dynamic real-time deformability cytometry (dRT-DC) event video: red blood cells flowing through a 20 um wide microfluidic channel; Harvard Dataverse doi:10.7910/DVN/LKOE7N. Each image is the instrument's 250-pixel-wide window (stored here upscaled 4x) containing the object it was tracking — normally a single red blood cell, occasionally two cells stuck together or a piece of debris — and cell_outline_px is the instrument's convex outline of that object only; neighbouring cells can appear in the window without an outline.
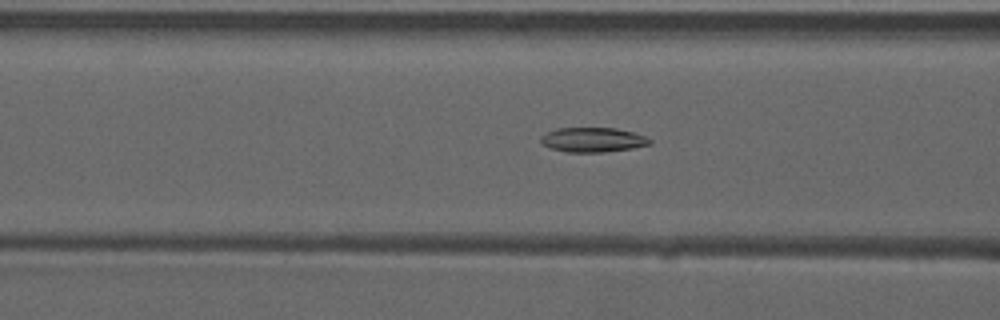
{"species": "common noctule bat (a hibernating species)", "species_latin": "Nyctalus noctula", "temperature_condition": "warm", "stored_images_in_passage": 53, "camera_frame_rate_fps": 3000, "um_per_image_px": 0.085, "animal": {"sex": "male", "forearm_length_mm": 52.5}, "frame": {"image": 1, "passage_image": 22, "time_ms": 7.0, "image_size_px": [1000, 320], "cell_outline_px": [[652, 144], [632, 148], [604, 152], [568, 152], [552, 148], [540, 144], [540, 136], [556, 128], [616, 128], [632, 132], [644, 136], [652, 140]], "centroid_in_image_um": [50.37, 11.88], "position_along_channel_um": 116.2, "area_um2": 15.61}}
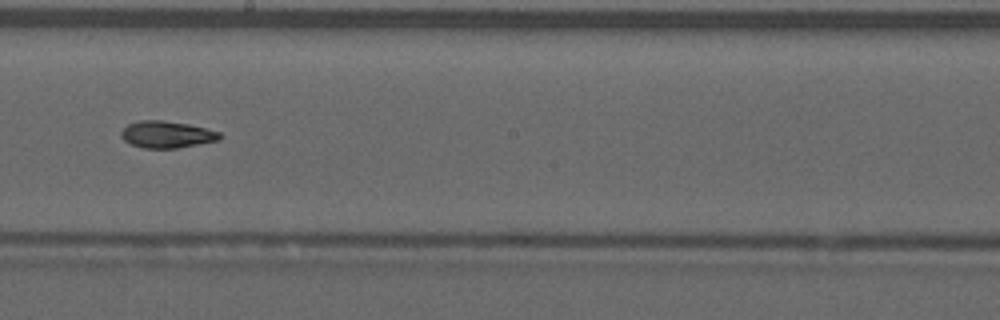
{"frame": {"image": 2, "passage_image": 31, "time_ms": 10.0, "image_size_px": [1000, 320], "cell_outline_px": [[220, 140], [176, 148], [144, 148], [132, 144], [124, 140], [120, 136], [120, 132], [128, 124], [140, 120], [160, 120], [188, 124], [220, 132]], "centroid_in_image_um": [14.15, 11.43], "position_along_channel_um": 234.0, "area_um2": 15.26}}
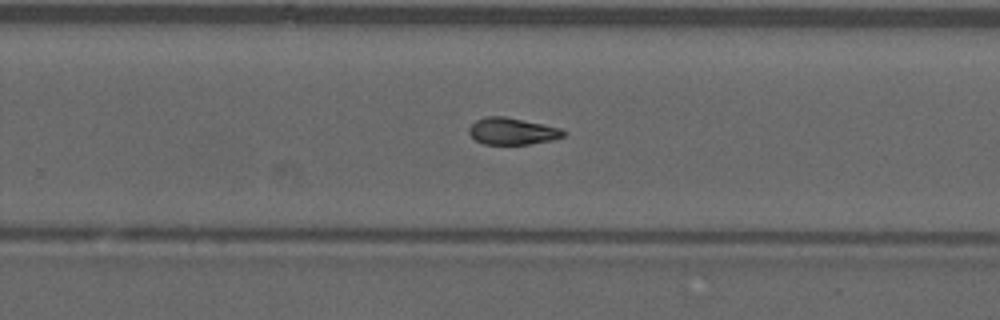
{"frame": {"image": 3, "passage_image": 35, "time_ms": 11.333, "image_size_px": [1000, 320], "cell_outline_px": [[568, 132], [564, 136], [552, 140], [528, 144], [484, 144], [476, 140], [468, 132], [468, 128], [476, 120], [484, 116], [504, 116], [560, 128]], "centroid_in_image_um": [43.53, 11.15], "position_along_channel_um": 286.3, "area_um2": 14.68}}